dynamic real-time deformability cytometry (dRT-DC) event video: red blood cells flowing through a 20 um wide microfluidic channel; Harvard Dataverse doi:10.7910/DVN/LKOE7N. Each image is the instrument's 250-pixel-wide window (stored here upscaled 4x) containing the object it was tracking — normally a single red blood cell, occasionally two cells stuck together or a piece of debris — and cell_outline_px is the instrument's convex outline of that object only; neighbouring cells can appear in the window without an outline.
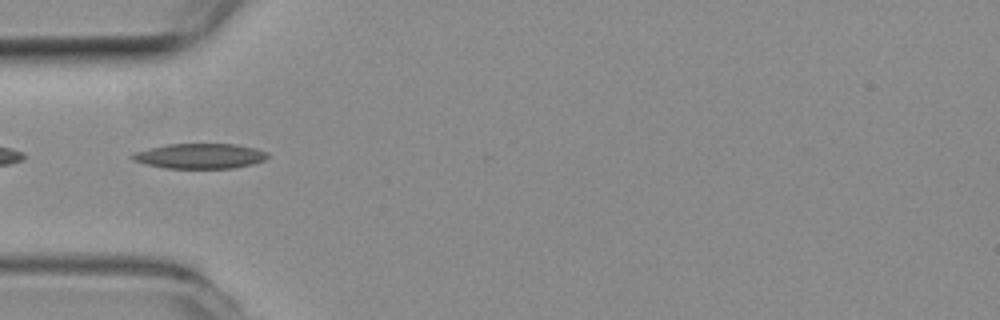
{"species": "common noctule bat (a hibernating species)", "species_latin": "Nyctalus noctula", "temperature_condition": "room temperature", "stored_images_in_passage": 56, "camera_frame_rate_fps": 3000, "um_per_image_px": 0.085, "animal": {"sex": "female", "body_mass_g": 19.3, "forearm_length_mm": 54.1}, "frame": {"image": 1, "passage_image": 17, "time_ms": 5.333, "image_size_px": [1000, 320], "cell_outline_px": [[268, 156], [264, 160], [252, 164], [232, 168], [164, 168], [144, 164], [132, 160], [128, 156], [136, 152], [148, 148], [168, 144], [236, 144], [256, 148], [268, 152]], "centroid_in_image_um": [16.97, 13.26], "position_along_channel_um": 68.0, "area_um2": 19.88}}
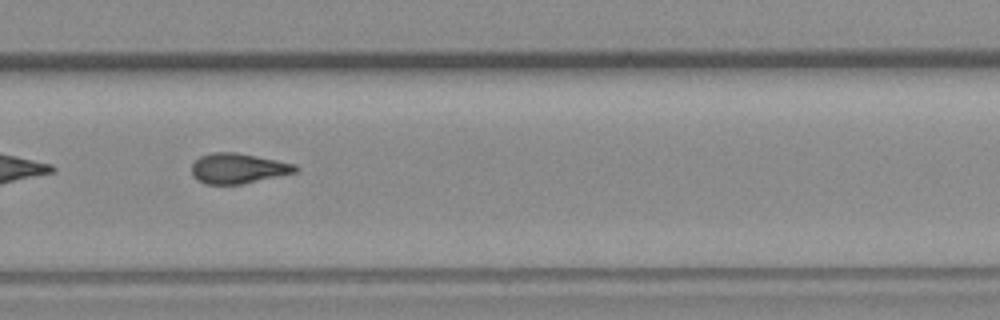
{"frame": {"image": 2, "passage_image": 37, "time_ms": 12.0, "image_size_px": [1000, 320], "cell_outline_px": [[300, 168], [296, 172], [240, 184], [204, 184], [196, 180], [192, 176], [192, 164], [200, 156], [212, 152], [236, 152], [296, 164]], "centroid_in_image_um": [20.2, 14.31], "position_along_channel_um": 309.6, "area_um2": 18.21}}
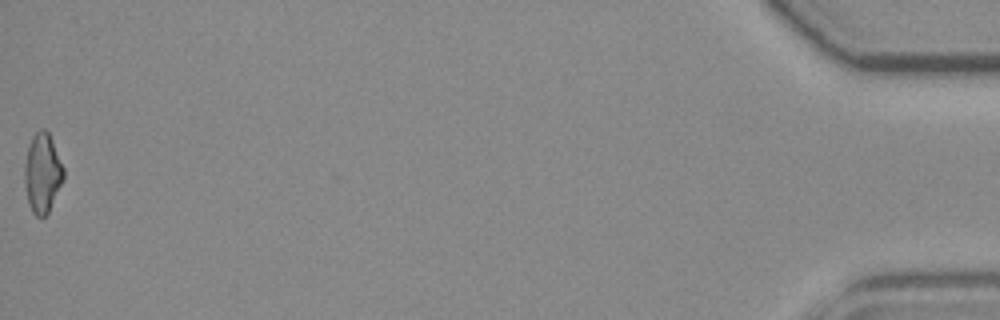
{"frame": {"image": 3, "passage_image": 56, "time_ms": 18.333, "image_size_px": [1000, 320], "cell_outline_px": [[64, 176], [48, 212], [44, 216], [36, 216], [32, 212], [28, 204], [24, 184], [24, 164], [28, 144], [32, 136], [40, 128], [44, 128], [48, 132], [52, 140], [64, 168]], "centroid_in_image_um": [3.57, 14.68], "position_along_channel_um": 431.6, "area_um2": 18.03}, "authors_computed_cell_mechanics": {"area_um2": 18.5538, "velocity_mm_per_s": 3.6183, "shape_relaxation_time_tau1_ms": null, "shape_relaxation_time_tau2_ms": 5.0169, "deformation_change_tau1": null, "deformation_change_tau2": 0.142}}